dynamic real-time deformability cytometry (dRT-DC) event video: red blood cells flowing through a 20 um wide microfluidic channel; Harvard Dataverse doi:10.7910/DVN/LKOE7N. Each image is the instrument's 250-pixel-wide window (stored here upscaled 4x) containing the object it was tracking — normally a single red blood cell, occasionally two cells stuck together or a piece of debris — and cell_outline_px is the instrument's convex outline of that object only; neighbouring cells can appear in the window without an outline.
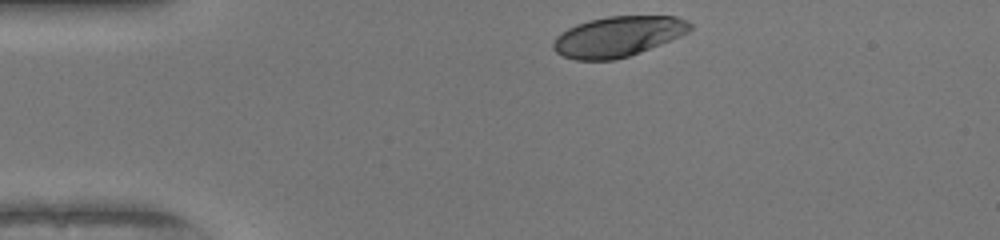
{"species": "human", "species_latin": "Homo sapiens", "temperature_condition": "warm", "stored_images_in_passage": 32, "camera_frame_rate_fps": 3000, "um_per_image_px": 0.085, "donor": {"sex": "female"}, "frame": {"image": 1, "passage_image": 1, "time_ms": 0.0, "image_size_px": [1000, 240], "cell_outline_px": [[692, 28], [688, 32], [680, 36], [640, 52], [616, 60], [576, 60], [564, 56], [556, 52], [552, 48], [552, 44], [556, 36], [560, 32], [576, 24], [588, 20], [608, 16], [676, 16], [688, 20], [692, 24]], "centroid_in_image_um": [52.51, 3.09], "position_along_channel_um": 32.5, "area_um2": 32.25}}
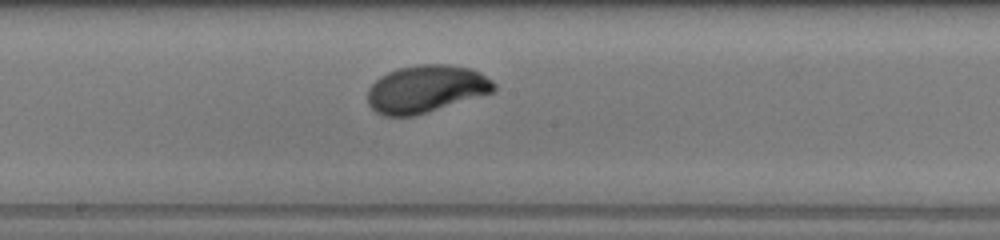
{"frame": {"image": 2, "passage_image": 18, "time_ms": 5.667, "image_size_px": [1000, 240], "cell_outline_px": [[496, 88], [492, 92], [412, 116], [384, 116], [376, 112], [368, 104], [368, 88], [380, 76], [388, 72], [400, 68], [416, 64], [448, 64], [472, 68], [480, 72], [492, 80], [496, 84]], "centroid_in_image_um": [36.2, 7.54], "position_along_channel_um": 212.0, "area_um2": 34.68}}
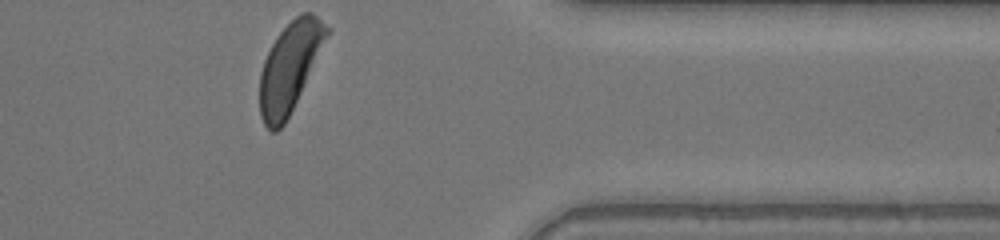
{"frame": {"image": 3, "passage_image": 32, "time_ms": 10.333, "image_size_px": [1000, 240], "cell_outline_px": [[332, 28], [284, 124], [276, 132], [272, 132], [264, 124], [260, 116], [260, 72], [264, 60], [276, 36], [300, 12], [312, 12]], "centroid_in_image_um": [24.62, 5.67], "position_along_channel_um": 386.8, "area_um2": 34.28}, "authors_computed_cell_mechanics": {"area_um2": 34.5933, "velocity_mm_per_s": 4.1062, "shape_relaxation_time_tau1_ms": 2.5211, "shape_relaxation_time_tau2_ms": null, "deformation_change_tau1": 0.1781, "deformation_change_tau2": null}}